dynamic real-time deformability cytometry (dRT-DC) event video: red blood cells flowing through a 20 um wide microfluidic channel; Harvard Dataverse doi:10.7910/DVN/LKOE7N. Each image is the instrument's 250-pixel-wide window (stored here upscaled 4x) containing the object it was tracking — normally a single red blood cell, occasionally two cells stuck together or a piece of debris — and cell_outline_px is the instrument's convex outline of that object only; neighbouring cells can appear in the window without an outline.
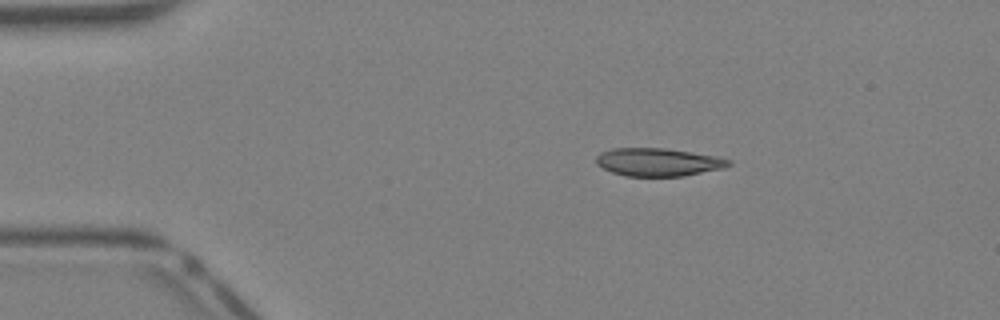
{"species": "Egyptian fruit bat (a non-hibernating species)", "species_latin": "Rousettus aegyptiacus", "temperature_condition": "warm", "stored_images_in_passage": 35, "camera_frame_rate_fps": 3000, "um_per_image_px": 0.085, "animal": {"sex": "female"}, "frame": {"image": 1, "passage_image": 1, "time_ms": 0.0, "image_size_px": [1000, 320], "cell_outline_px": [[732, 164], [724, 168], [684, 176], [624, 176], [612, 172], [596, 164], [596, 156], [600, 152], [612, 148], [664, 148], [716, 156], [732, 160]], "centroid_in_image_um": [55.94, 13.78], "position_along_channel_um": 29.1, "area_um2": 21.68}}
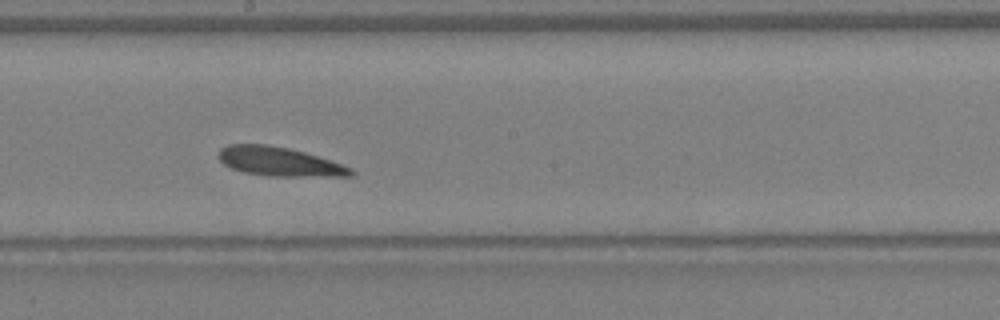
{"frame": {"image": 2, "passage_image": 17, "time_ms": 5.333, "image_size_px": [1000, 320], "cell_outline_px": [[356, 176], [268, 176], [244, 172], [232, 168], [224, 164], [216, 156], [220, 148], [228, 144], [264, 144], [288, 148], [304, 152], [352, 168], [356, 172]], "centroid_in_image_um": [23.71, 13.74], "position_along_channel_um": 224.5, "area_um2": 22.31}}
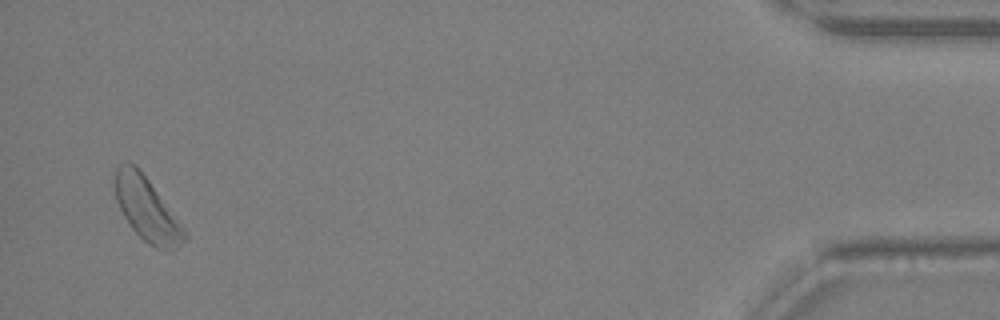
{"frame": {"image": 3, "passage_image": 34, "time_ms": 11.0, "image_size_px": [1000, 320], "cell_outline_px": [[188, 240], [172, 252], [156, 248], [148, 244], [132, 228], [124, 216], [116, 200], [112, 184], [116, 164], [128, 160], [136, 164], [140, 168], [188, 232]], "centroid_in_image_um": [12.48, 17.74], "position_along_channel_um": 422.7, "area_um2": 26.65}, "authors_computed_cell_mechanics": {"area_um2": 22.7732, "velocity_mm_per_s": 4.8541, "shape_relaxation_time_tau1_ms": 4.8358, "shape_relaxation_time_tau2_ms": null, "deformation_change_tau1": 0.0591, "deformation_change_tau2": null}}